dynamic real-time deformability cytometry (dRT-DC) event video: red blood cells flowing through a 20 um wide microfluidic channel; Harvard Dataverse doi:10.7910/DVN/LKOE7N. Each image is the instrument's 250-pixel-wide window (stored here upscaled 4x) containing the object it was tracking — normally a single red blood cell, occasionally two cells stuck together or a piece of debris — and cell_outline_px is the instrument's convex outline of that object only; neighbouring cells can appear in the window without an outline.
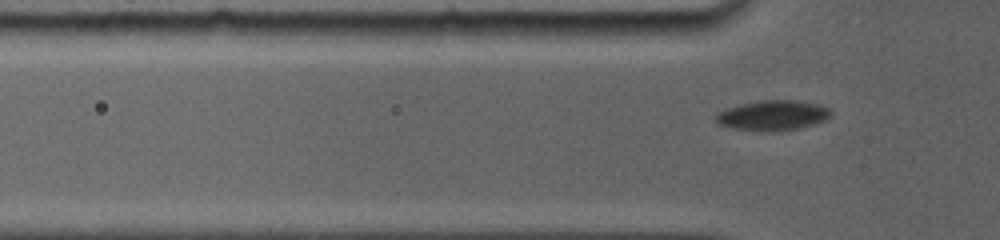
{"species": "common noctule bat (a hibernating species)", "species_latin": "Nyctalus noctula", "temperature_condition": "room temperature", "stored_images_in_passage": 23, "camera_frame_rate_fps": 5000, "um_per_image_px": 0.085, "animal": {"sex": "female", "body_mass_g": 19.0, "forearm_length_mm": 56.7}, "frame": {"image": 1, "passage_image": 8, "time_ms": 1.6, "image_size_px": [1000, 240], "cell_outline_px": [[832, 112], [824, 120], [816, 124], [800, 128], [768, 132], [764, 132], [732, 128], [716, 124], [716, 116], [720, 112], [728, 108], [740, 104], [760, 100], [796, 100], [820, 104], [828, 108]], "centroid_in_image_um": [65.69, 9.81], "position_along_channel_um": 60.1, "area_um2": 20.23}}
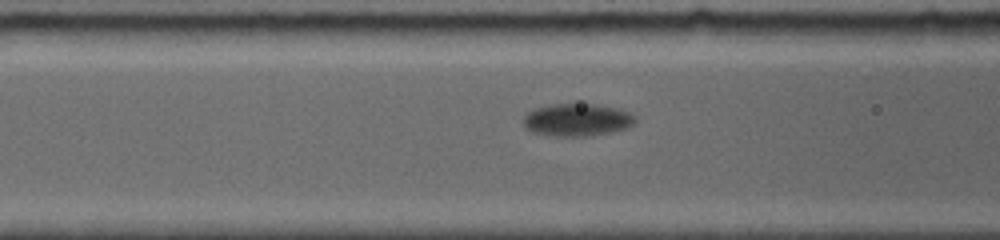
{"frame": {"image": 2, "passage_image": 15, "time_ms": 3.2, "image_size_px": [1000, 240], "cell_outline_px": [[636, 120], [628, 128], [612, 132], [592, 136], [552, 136], [532, 132], [524, 128], [524, 116], [532, 108], [552, 104], [596, 104], [616, 108], [628, 112], [636, 116]], "centroid_in_image_um": [49.04, 10.19], "position_along_channel_um": 117.6, "area_um2": 21.44}}
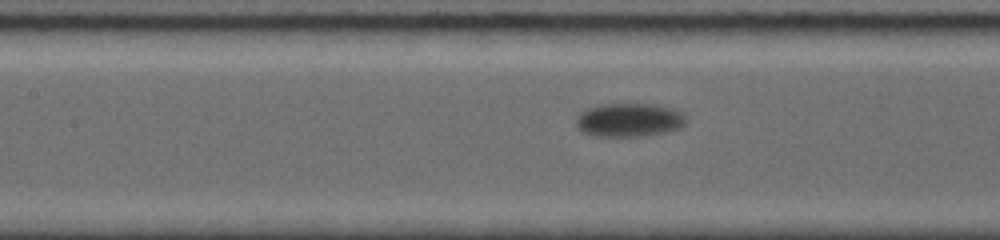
{"frame": {"image": 3, "passage_image": 20, "time_ms": 4.2, "image_size_px": [1000, 240], "cell_outline_px": [[688, 120], [680, 128], [668, 132], [636, 136], [592, 136], [584, 132], [576, 124], [576, 116], [584, 108], [600, 104], [652, 104], [668, 108], [680, 112], [688, 116]], "centroid_in_image_um": [53.46, 10.19], "position_along_channel_um": 153.9, "area_um2": 21.62}}